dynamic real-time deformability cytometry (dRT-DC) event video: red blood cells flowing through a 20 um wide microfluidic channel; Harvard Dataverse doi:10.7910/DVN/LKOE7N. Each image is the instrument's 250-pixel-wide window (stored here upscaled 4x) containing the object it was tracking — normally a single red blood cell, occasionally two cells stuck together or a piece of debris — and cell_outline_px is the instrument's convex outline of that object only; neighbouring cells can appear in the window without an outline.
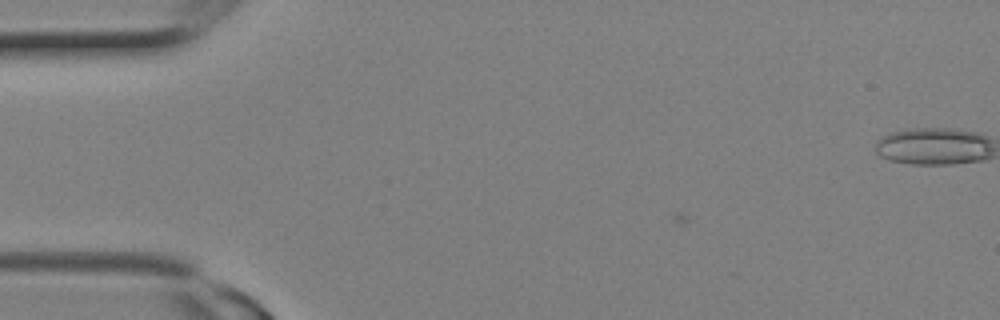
{"species": "Egyptian fruit bat (a non-hibernating species)", "species_latin": "Rousettus aegyptiacus", "temperature_condition": "room temperature", "stored_images_in_passage": 11, "camera_frame_rate_fps": 3000, "um_per_image_px": 0.085, "animal": {"sex": "female"}, "frame": {"image": 1, "passage_image": 1, "time_ms": 0.0, "image_size_px": [1000, 320], "cell_outline_px": [[984, 140], [980, 156], [972, 160], [900, 160], [896, 136], [972, 136]], "centroid_in_image_um": [79.83, 12.56], "position_along_channel_um": 5.2, "area_um2": 14.28}}
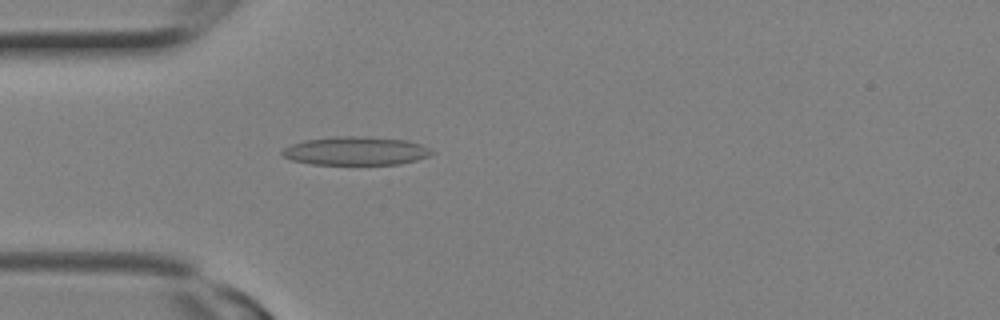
{"frame": {"image": 2, "passage_image": 8, "time_ms": 2.333, "image_size_px": [1000, 320], "cell_outline_px": [[408, 160], [388, 164], [324, 164], [300, 160], [300, 156], [308, 144], [316, 140], [388, 140]], "centroid_in_image_um": [29.92, 12.95], "position_along_channel_um": 55.1, "area_um2": 15.95}}
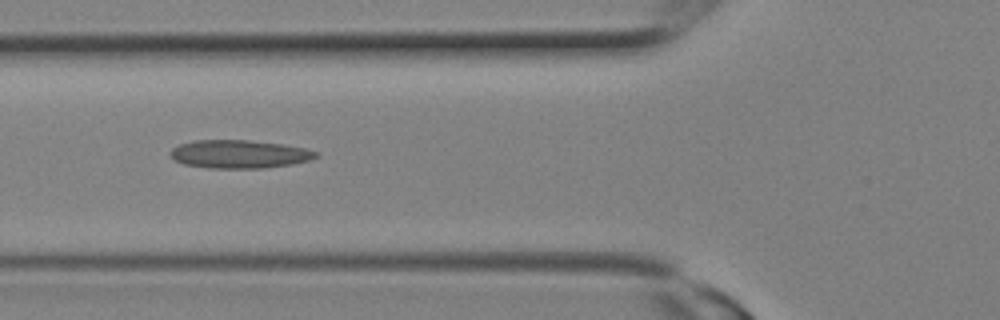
{"frame": {"image": 3, "passage_image": 10, "time_ms": 3.0, "image_size_px": [1000, 320], "cell_outline_px": [[312, 156], [300, 160], [280, 164], [192, 164], [180, 160], [172, 152], [176, 148], [188, 144], [212, 140], [228, 140], [268, 144], [292, 148], [312, 152]], "centroid_in_image_um": [20.22, 13.02], "position_along_channel_um": 105.6, "area_um2": 18.61}}